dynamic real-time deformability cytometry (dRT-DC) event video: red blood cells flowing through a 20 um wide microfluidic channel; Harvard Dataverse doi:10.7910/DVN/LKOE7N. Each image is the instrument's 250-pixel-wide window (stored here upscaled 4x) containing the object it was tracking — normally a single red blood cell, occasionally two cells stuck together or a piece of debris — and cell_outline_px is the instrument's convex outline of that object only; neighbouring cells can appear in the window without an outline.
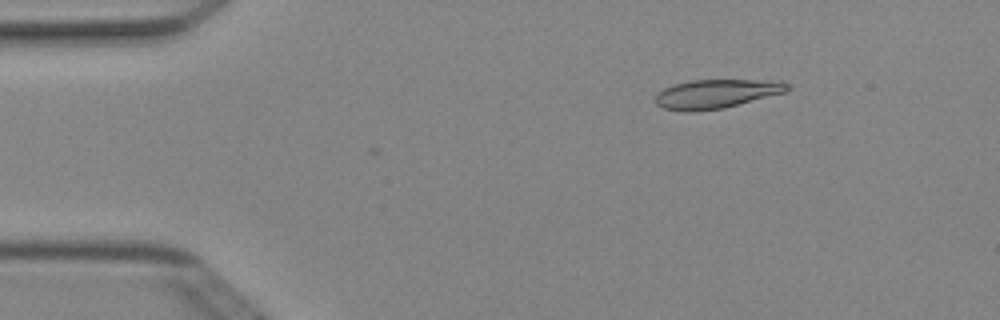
{"species": "Egyptian fruit bat (a non-hibernating species)", "species_latin": "Rousettus aegyptiacus", "temperature_condition": "cold", "stored_images_in_passage": 2, "camera_frame_rate_fps": 3000, "um_per_image_px": 0.085, "animal": {"sex": "female"}, "frame": {"image": 1, "passage_image": 2, "time_ms": 0.333, "image_size_px": [1000, 320], "cell_outline_px": [[792, 88], [784, 92], [724, 108], [692, 112], [684, 112], [664, 108], [656, 104], [652, 100], [656, 92], [672, 84], [692, 80], [780, 80], [788, 84]], "centroid_in_image_um": [60.82, 7.97], "position_along_channel_um": 24.2, "area_um2": 22.54}}